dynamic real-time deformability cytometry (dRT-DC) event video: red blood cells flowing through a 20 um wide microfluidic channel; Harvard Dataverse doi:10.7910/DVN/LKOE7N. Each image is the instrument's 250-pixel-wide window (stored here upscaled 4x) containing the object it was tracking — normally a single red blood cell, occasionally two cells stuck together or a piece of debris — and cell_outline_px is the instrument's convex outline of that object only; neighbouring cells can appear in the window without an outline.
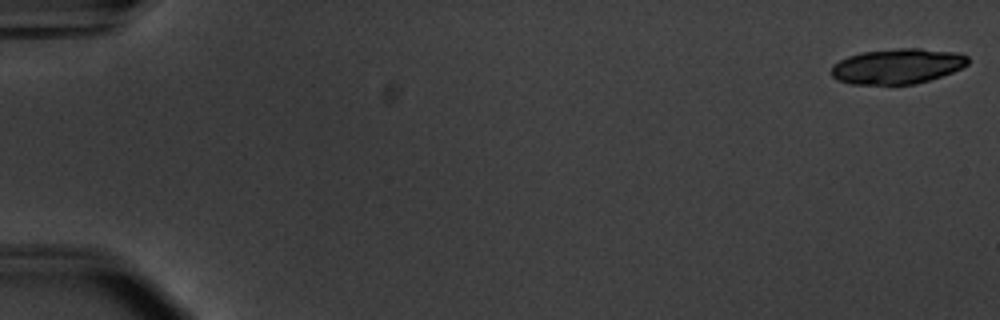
{"species": "common noctule bat (a hibernating species)", "species_latin": "Nyctalus noctula", "temperature_condition": "warm", "stored_images_in_passage": 43, "camera_frame_rate_fps": 3000, "um_per_image_px": 0.085, "animal": {"sex": "male", "body_mass_g": 20.1, "forearm_length_mm": 53.5}, "frame": {"image": 1, "passage_image": 1, "time_ms": 0.0, "image_size_px": [1000, 320], "cell_outline_px": [[968, 64], [952, 72], [916, 84], [852, 84], [836, 80], [832, 76], [832, 64], [848, 56], [860, 52], [896, 48], [920, 48], [956, 52], [968, 56]], "centroid_in_image_um": [76.25, 5.62], "position_along_channel_um": 8.7, "area_um2": 28.09}}
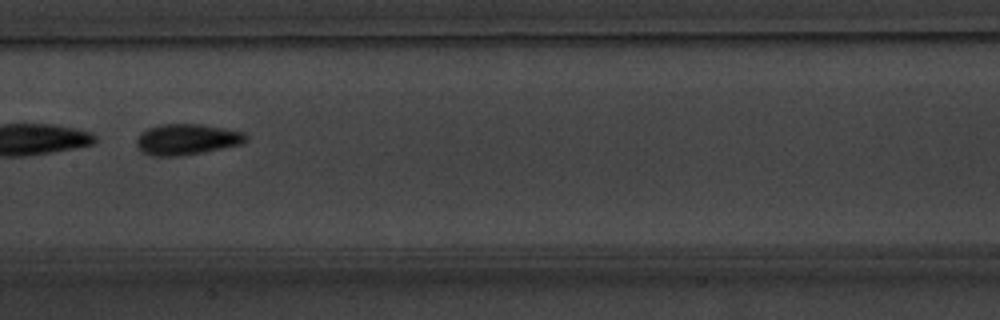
{"frame": {"image": 2, "passage_image": 29, "time_ms": 9.333, "image_size_px": [1000, 320], "cell_outline_px": [[248, 140], [240, 144], [204, 152], [180, 156], [152, 156], [144, 152], [136, 144], [136, 140], [140, 132], [148, 128], [160, 124], [200, 124], [224, 128], [244, 132], [248, 136]], "centroid_in_image_um": [15.88, 11.84], "position_along_channel_um": 191.5, "area_um2": 19.71}}